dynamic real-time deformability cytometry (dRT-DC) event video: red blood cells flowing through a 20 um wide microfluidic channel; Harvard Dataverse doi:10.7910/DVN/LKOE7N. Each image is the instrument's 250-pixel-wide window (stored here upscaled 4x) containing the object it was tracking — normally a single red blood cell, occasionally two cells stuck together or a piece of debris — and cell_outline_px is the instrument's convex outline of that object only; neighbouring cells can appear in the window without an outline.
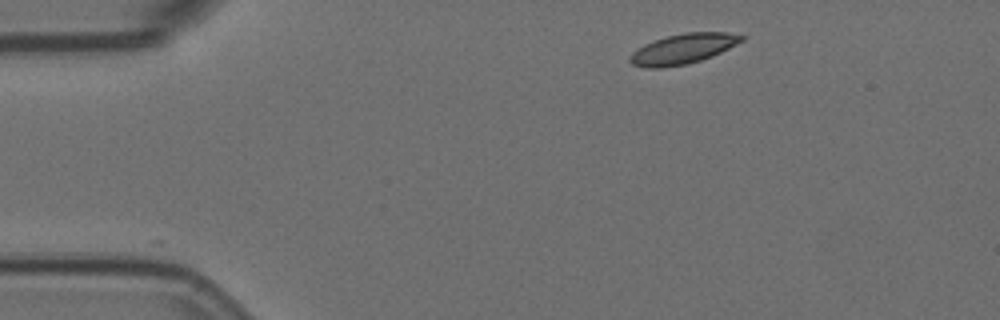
{"species": "Egyptian fruit bat (a non-hibernating species)", "species_latin": "Rousettus aegyptiacus", "temperature_condition": "room temperature", "stored_images_in_passage": 3, "camera_frame_rate_fps": 3000, "um_per_image_px": 0.085, "animal": {"sex": "female"}, "frame": {"image": 1, "passage_image": 1, "time_ms": 0.0, "image_size_px": [1000, 320], "cell_outline_px": [[744, 40], [720, 52], [700, 60], [684, 64], [660, 68], [648, 68], [632, 64], [628, 60], [628, 56], [632, 52], [644, 44], [668, 36], [684, 32], [728, 32], [744, 36]], "centroid_in_image_um": [58.02, 4.14], "position_along_channel_um": 27.0, "area_um2": 19.31}}